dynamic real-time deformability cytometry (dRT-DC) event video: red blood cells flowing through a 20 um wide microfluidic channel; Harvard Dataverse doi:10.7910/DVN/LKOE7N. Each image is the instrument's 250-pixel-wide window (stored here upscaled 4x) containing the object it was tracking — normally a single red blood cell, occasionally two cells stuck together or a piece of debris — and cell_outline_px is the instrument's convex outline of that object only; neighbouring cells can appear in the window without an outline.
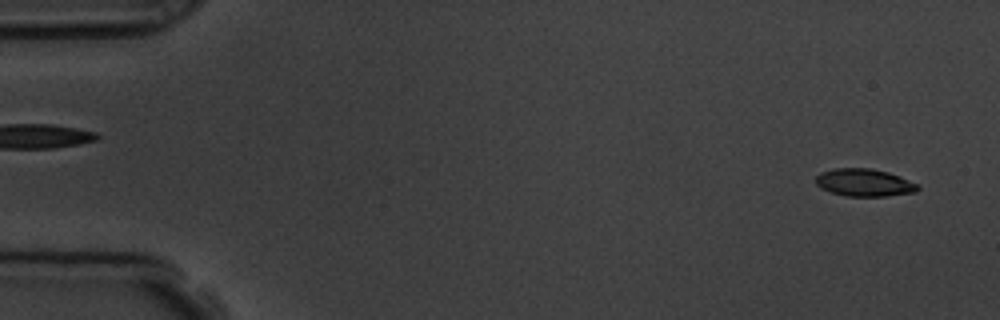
{"species": "common noctule bat (a hibernating species)", "species_latin": "Nyctalus noctula", "temperature_condition": "room temperature", "stored_images_in_passage": 53, "camera_frame_rate_fps": 3000, "um_per_image_px": 0.085, "animal": {"sex": "male", "body_mass_g": 19.5, "forearm_length_mm": 54.6}, "frame": {"image": 1, "passage_image": 2, "time_ms": 0.333, "image_size_px": [1000, 320], "cell_outline_px": [[920, 188], [916, 192], [888, 196], [844, 196], [820, 188], [816, 184], [816, 176], [820, 172], [832, 168], [872, 168], [888, 172], [900, 176], [920, 184]], "centroid_in_image_um": [73.48, 15.51], "position_along_channel_um": 11.5, "area_um2": 16.65}}
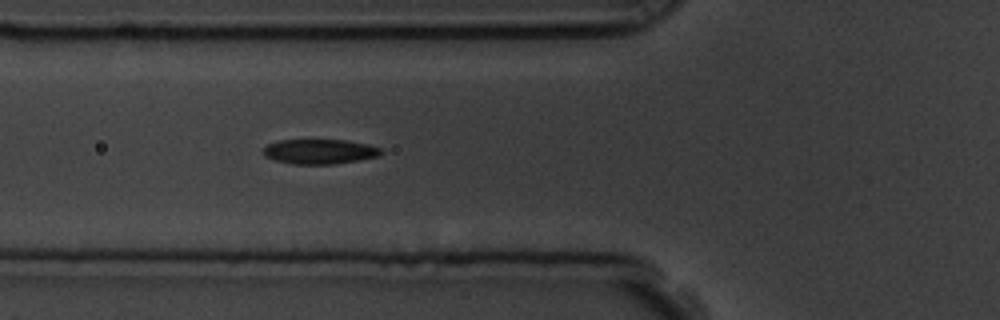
{"frame": {"image": 2, "passage_image": 19, "time_ms": 6.0, "image_size_px": [1000, 320], "cell_outline_px": [[380, 152], [376, 156], [356, 160], [332, 164], [292, 164], [276, 160], [264, 156], [264, 148], [268, 144], [276, 140], [344, 140], [368, 144], [380, 148]], "centroid_in_image_um": [27.1, 12.87], "position_along_channel_um": 98.7, "area_um2": 16.7}}
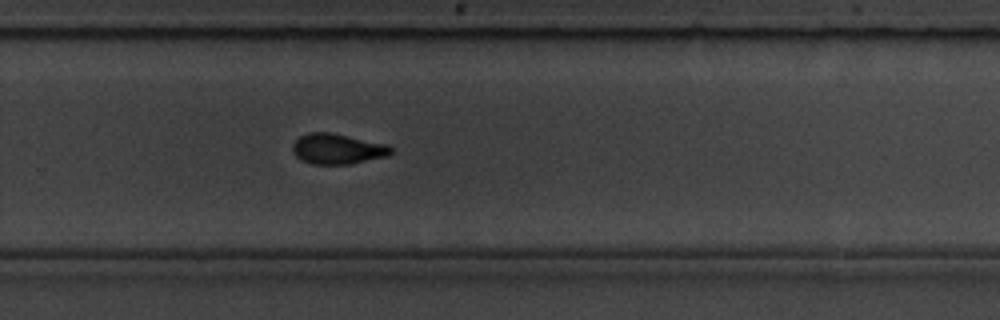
{"frame": {"image": 3, "passage_image": 35, "time_ms": 11.333, "image_size_px": [1000, 320], "cell_outline_px": [[392, 152], [388, 156], [352, 164], [312, 164], [300, 160], [292, 152], [292, 144], [300, 136], [308, 132], [332, 132], [388, 144], [392, 148]], "centroid_in_image_um": [28.68, 12.65], "position_along_channel_um": 301.1, "area_um2": 17.74}, "authors_computed_cell_mechanics": {"area_um2": 17.2822, "velocity_mm_per_s": 3.7981, "shape_relaxation_time_tau1_ms": 3.5974, "shape_relaxation_time_tau2_ms": 1.5251, "deformation_change_tau1": 0.1398, "deformation_change_tau2": 0.0675}}